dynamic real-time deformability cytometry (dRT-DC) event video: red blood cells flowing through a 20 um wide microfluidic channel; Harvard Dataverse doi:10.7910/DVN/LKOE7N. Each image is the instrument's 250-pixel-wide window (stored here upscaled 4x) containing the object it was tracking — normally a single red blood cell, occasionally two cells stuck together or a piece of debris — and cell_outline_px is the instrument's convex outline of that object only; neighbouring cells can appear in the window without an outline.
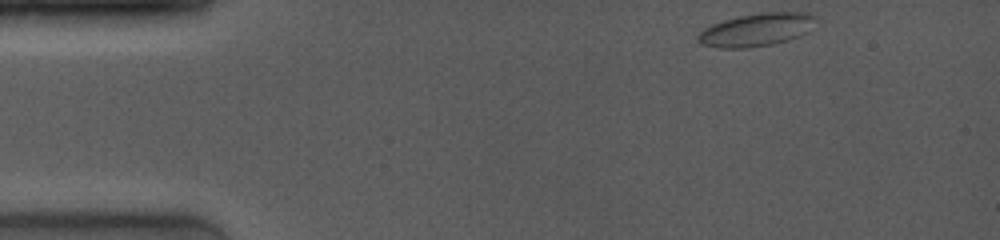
{"species": "common noctule bat (a hibernating species)", "species_latin": "Nyctalus noctula", "temperature_condition": "room temperature", "stored_images_in_passage": 41, "camera_frame_rate_fps": 4000, "um_per_image_px": 0.085, "animal": {"sex": "female", "body_mass_g": 19.0, "forearm_length_mm": 53.3}, "frame": {"image": 1, "passage_image": 1, "time_ms": 0.0, "image_size_px": [1000, 240], "cell_outline_px": [[816, 16], [808, 32], [800, 36], [788, 40], [772, 44], [752, 48], [716, 48], [700, 44], [696, 40], [696, 36], [704, 28], [712, 24], [724, 20], [740, 16], [760, 12], [808, 12]], "centroid_in_image_um": [64.27, 2.54], "position_along_channel_um": 20.7, "area_um2": 22.83}}
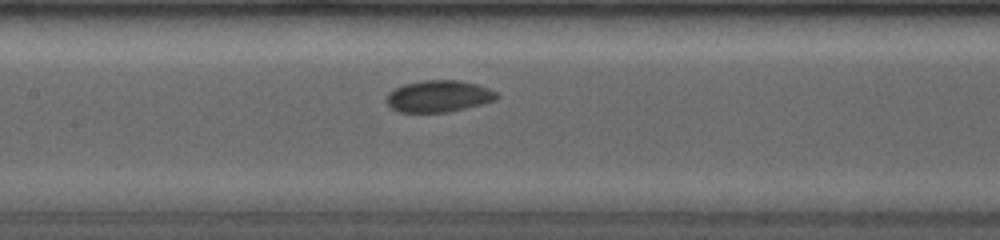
{"frame": {"image": 2, "passage_image": 18, "time_ms": 6.0, "image_size_px": [1000, 240], "cell_outline_px": [[500, 96], [496, 100], [448, 112], [396, 112], [384, 100], [388, 92], [392, 88], [404, 84], [424, 80], [460, 80], [476, 84], [488, 88], [496, 92]], "centroid_in_image_um": [37.24, 8.17], "position_along_channel_um": 170.2, "area_um2": 20.52}}
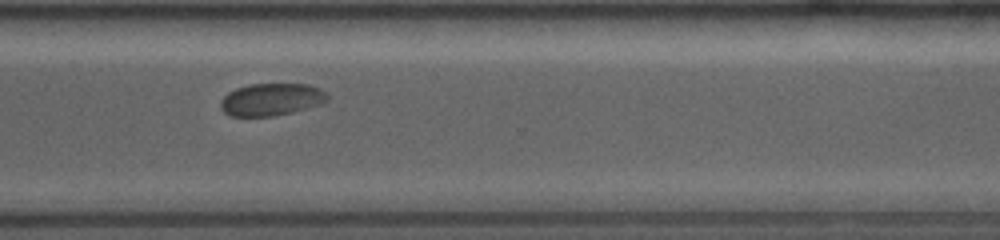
{"frame": {"image": 3, "passage_image": 40, "time_ms": 10.5, "image_size_px": [1000, 240], "cell_outline_px": [[328, 100], [320, 104], [292, 112], [272, 116], [232, 116], [224, 112], [220, 108], [220, 100], [228, 92], [236, 88], [248, 84], [308, 84], [320, 88], [328, 96]], "centroid_in_image_um": [23.04, 8.45], "position_along_channel_um": 347.6, "area_um2": 20.11}}